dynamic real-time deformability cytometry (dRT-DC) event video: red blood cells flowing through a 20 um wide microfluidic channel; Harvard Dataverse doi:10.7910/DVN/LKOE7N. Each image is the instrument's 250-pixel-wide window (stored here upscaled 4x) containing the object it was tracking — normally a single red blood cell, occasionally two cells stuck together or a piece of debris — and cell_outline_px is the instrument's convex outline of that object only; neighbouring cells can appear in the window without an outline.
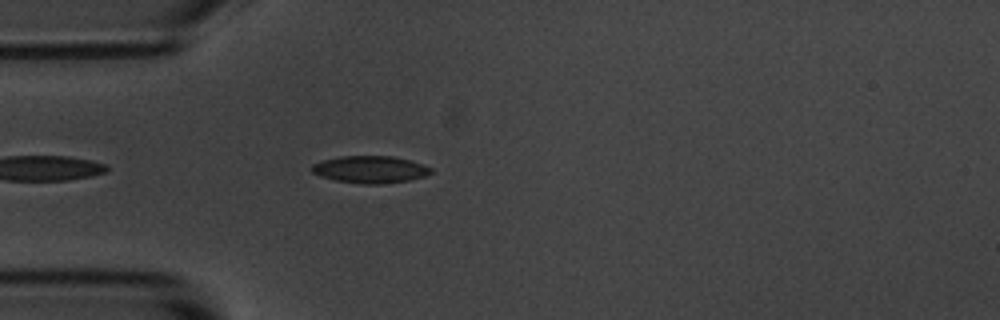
{"species": "common noctule bat (a hibernating species)", "species_latin": "Nyctalus noctula", "temperature_condition": "room temperature", "stored_images_in_passage": 19, "camera_frame_rate_fps": 3000, "um_per_image_px": 0.085, "animal": {"sex": "male", "body_mass_g": 20.1, "forearm_length_mm": 53.5}, "frame": {"image": 1, "passage_image": 4, "time_ms": 1.0, "image_size_px": [1000, 320], "cell_outline_px": [[432, 172], [424, 176], [408, 180], [380, 184], [364, 184], [336, 180], [320, 176], [312, 172], [312, 164], [324, 160], [340, 156], [392, 156], [424, 164], [432, 168]], "centroid_in_image_um": [31.47, 14.4], "position_along_channel_um": 53.5, "area_um2": 18.67}}